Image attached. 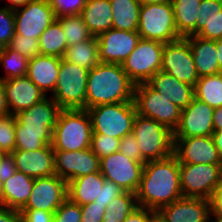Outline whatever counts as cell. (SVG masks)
<instances>
[{
    "instance_id": "603a6c76",
    "label": "cell",
    "mask_w": 222,
    "mask_h": 222,
    "mask_svg": "<svg viewBox=\"0 0 222 222\" xmlns=\"http://www.w3.org/2000/svg\"><path fill=\"white\" fill-rule=\"evenodd\" d=\"M61 58L56 56L38 55L29 59L27 77L44 93L53 94L55 89ZM49 92V93H48Z\"/></svg>"
},
{
    "instance_id": "7dc6e473",
    "label": "cell",
    "mask_w": 222,
    "mask_h": 222,
    "mask_svg": "<svg viewBox=\"0 0 222 222\" xmlns=\"http://www.w3.org/2000/svg\"><path fill=\"white\" fill-rule=\"evenodd\" d=\"M105 206L96 202L81 206V222H102Z\"/></svg>"
},
{
    "instance_id": "4dcf8cb0",
    "label": "cell",
    "mask_w": 222,
    "mask_h": 222,
    "mask_svg": "<svg viewBox=\"0 0 222 222\" xmlns=\"http://www.w3.org/2000/svg\"><path fill=\"white\" fill-rule=\"evenodd\" d=\"M63 59L90 71L100 63L97 38L90 37L88 40L68 46Z\"/></svg>"
},
{
    "instance_id": "ee69618b",
    "label": "cell",
    "mask_w": 222,
    "mask_h": 222,
    "mask_svg": "<svg viewBox=\"0 0 222 222\" xmlns=\"http://www.w3.org/2000/svg\"><path fill=\"white\" fill-rule=\"evenodd\" d=\"M139 143L135 136L131 133L120 139L119 152L124 153L130 159L145 164L146 162L142 159V153Z\"/></svg>"
},
{
    "instance_id": "bcb514c9",
    "label": "cell",
    "mask_w": 222,
    "mask_h": 222,
    "mask_svg": "<svg viewBox=\"0 0 222 222\" xmlns=\"http://www.w3.org/2000/svg\"><path fill=\"white\" fill-rule=\"evenodd\" d=\"M123 192L121 187L111 181L105 180L102 188H100L99 196L95 198L94 202L106 208L113 199Z\"/></svg>"
},
{
    "instance_id": "680465c9",
    "label": "cell",
    "mask_w": 222,
    "mask_h": 222,
    "mask_svg": "<svg viewBox=\"0 0 222 222\" xmlns=\"http://www.w3.org/2000/svg\"><path fill=\"white\" fill-rule=\"evenodd\" d=\"M217 57L219 62V67L222 70V38L216 40Z\"/></svg>"
},
{
    "instance_id": "d4e9b609",
    "label": "cell",
    "mask_w": 222,
    "mask_h": 222,
    "mask_svg": "<svg viewBox=\"0 0 222 222\" xmlns=\"http://www.w3.org/2000/svg\"><path fill=\"white\" fill-rule=\"evenodd\" d=\"M189 41L198 77L222 73L219 67L216 41L197 35L185 37Z\"/></svg>"
},
{
    "instance_id": "9a60e30c",
    "label": "cell",
    "mask_w": 222,
    "mask_h": 222,
    "mask_svg": "<svg viewBox=\"0 0 222 222\" xmlns=\"http://www.w3.org/2000/svg\"><path fill=\"white\" fill-rule=\"evenodd\" d=\"M68 198V183L54 174L49 177L34 178L30 197L22 209H39L54 213Z\"/></svg>"
},
{
    "instance_id": "7a4b0ae2",
    "label": "cell",
    "mask_w": 222,
    "mask_h": 222,
    "mask_svg": "<svg viewBox=\"0 0 222 222\" xmlns=\"http://www.w3.org/2000/svg\"><path fill=\"white\" fill-rule=\"evenodd\" d=\"M62 109L50 96L15 114V150H38L51 144L53 128Z\"/></svg>"
},
{
    "instance_id": "3957f363",
    "label": "cell",
    "mask_w": 222,
    "mask_h": 222,
    "mask_svg": "<svg viewBox=\"0 0 222 222\" xmlns=\"http://www.w3.org/2000/svg\"><path fill=\"white\" fill-rule=\"evenodd\" d=\"M135 84L121 64L99 63L88 73L86 110L103 104L131 102Z\"/></svg>"
},
{
    "instance_id": "f546056e",
    "label": "cell",
    "mask_w": 222,
    "mask_h": 222,
    "mask_svg": "<svg viewBox=\"0 0 222 222\" xmlns=\"http://www.w3.org/2000/svg\"><path fill=\"white\" fill-rule=\"evenodd\" d=\"M202 0H172L176 30L185 38L196 31L197 15Z\"/></svg>"
},
{
    "instance_id": "f907efd6",
    "label": "cell",
    "mask_w": 222,
    "mask_h": 222,
    "mask_svg": "<svg viewBox=\"0 0 222 222\" xmlns=\"http://www.w3.org/2000/svg\"><path fill=\"white\" fill-rule=\"evenodd\" d=\"M210 202V215L222 217V180L220 184L214 189Z\"/></svg>"
},
{
    "instance_id": "6125c7cd",
    "label": "cell",
    "mask_w": 222,
    "mask_h": 222,
    "mask_svg": "<svg viewBox=\"0 0 222 222\" xmlns=\"http://www.w3.org/2000/svg\"><path fill=\"white\" fill-rule=\"evenodd\" d=\"M214 218V219H213ZM210 222H222V217L211 216Z\"/></svg>"
},
{
    "instance_id": "7402d4cb",
    "label": "cell",
    "mask_w": 222,
    "mask_h": 222,
    "mask_svg": "<svg viewBox=\"0 0 222 222\" xmlns=\"http://www.w3.org/2000/svg\"><path fill=\"white\" fill-rule=\"evenodd\" d=\"M4 90L9 113L12 115L31 108L46 97L27 76L4 80Z\"/></svg>"
},
{
    "instance_id": "5b68a950",
    "label": "cell",
    "mask_w": 222,
    "mask_h": 222,
    "mask_svg": "<svg viewBox=\"0 0 222 222\" xmlns=\"http://www.w3.org/2000/svg\"><path fill=\"white\" fill-rule=\"evenodd\" d=\"M132 134L139 143L145 162L163 160L173 155V132L154 119L136 115Z\"/></svg>"
},
{
    "instance_id": "ffe728a7",
    "label": "cell",
    "mask_w": 222,
    "mask_h": 222,
    "mask_svg": "<svg viewBox=\"0 0 222 222\" xmlns=\"http://www.w3.org/2000/svg\"><path fill=\"white\" fill-rule=\"evenodd\" d=\"M164 222H210V202L203 198L182 197L157 211Z\"/></svg>"
},
{
    "instance_id": "f6af8a7d",
    "label": "cell",
    "mask_w": 222,
    "mask_h": 222,
    "mask_svg": "<svg viewBox=\"0 0 222 222\" xmlns=\"http://www.w3.org/2000/svg\"><path fill=\"white\" fill-rule=\"evenodd\" d=\"M197 36L208 40H219L222 38V11L215 17L207 20L205 28H203Z\"/></svg>"
},
{
    "instance_id": "1f68e13d",
    "label": "cell",
    "mask_w": 222,
    "mask_h": 222,
    "mask_svg": "<svg viewBox=\"0 0 222 222\" xmlns=\"http://www.w3.org/2000/svg\"><path fill=\"white\" fill-rule=\"evenodd\" d=\"M38 41L40 55L63 58L67 42L61 24L57 20L45 29Z\"/></svg>"
},
{
    "instance_id": "91938a15",
    "label": "cell",
    "mask_w": 222,
    "mask_h": 222,
    "mask_svg": "<svg viewBox=\"0 0 222 222\" xmlns=\"http://www.w3.org/2000/svg\"><path fill=\"white\" fill-rule=\"evenodd\" d=\"M141 5L156 4V3H171L172 0H139Z\"/></svg>"
},
{
    "instance_id": "44dd1931",
    "label": "cell",
    "mask_w": 222,
    "mask_h": 222,
    "mask_svg": "<svg viewBox=\"0 0 222 222\" xmlns=\"http://www.w3.org/2000/svg\"><path fill=\"white\" fill-rule=\"evenodd\" d=\"M16 171L32 178L49 177L55 173L54 150L51 144L38 150H14Z\"/></svg>"
},
{
    "instance_id": "60d3db41",
    "label": "cell",
    "mask_w": 222,
    "mask_h": 222,
    "mask_svg": "<svg viewBox=\"0 0 222 222\" xmlns=\"http://www.w3.org/2000/svg\"><path fill=\"white\" fill-rule=\"evenodd\" d=\"M222 11V0H202L197 15L196 31L192 35H197L206 26L207 20L215 17Z\"/></svg>"
},
{
    "instance_id": "b9f144b4",
    "label": "cell",
    "mask_w": 222,
    "mask_h": 222,
    "mask_svg": "<svg viewBox=\"0 0 222 222\" xmlns=\"http://www.w3.org/2000/svg\"><path fill=\"white\" fill-rule=\"evenodd\" d=\"M15 35L14 10L7 7L0 8V44L7 46Z\"/></svg>"
},
{
    "instance_id": "8fae6325",
    "label": "cell",
    "mask_w": 222,
    "mask_h": 222,
    "mask_svg": "<svg viewBox=\"0 0 222 222\" xmlns=\"http://www.w3.org/2000/svg\"><path fill=\"white\" fill-rule=\"evenodd\" d=\"M179 173L183 197L209 200L222 180V164L179 163Z\"/></svg>"
},
{
    "instance_id": "e575fe53",
    "label": "cell",
    "mask_w": 222,
    "mask_h": 222,
    "mask_svg": "<svg viewBox=\"0 0 222 222\" xmlns=\"http://www.w3.org/2000/svg\"><path fill=\"white\" fill-rule=\"evenodd\" d=\"M28 62L25 56L17 53L15 50L4 46L0 52V65L5 69V76L1 77L3 80L23 77L27 75Z\"/></svg>"
},
{
    "instance_id": "4fadbf2b",
    "label": "cell",
    "mask_w": 222,
    "mask_h": 222,
    "mask_svg": "<svg viewBox=\"0 0 222 222\" xmlns=\"http://www.w3.org/2000/svg\"><path fill=\"white\" fill-rule=\"evenodd\" d=\"M143 168L144 164L130 159L119 151L100 159V172L103 177L126 192H137Z\"/></svg>"
},
{
    "instance_id": "6da1fadb",
    "label": "cell",
    "mask_w": 222,
    "mask_h": 222,
    "mask_svg": "<svg viewBox=\"0 0 222 222\" xmlns=\"http://www.w3.org/2000/svg\"><path fill=\"white\" fill-rule=\"evenodd\" d=\"M182 197L179 162L174 155L144 164L142 178L136 192L139 207L157 212Z\"/></svg>"
},
{
    "instance_id": "ab89813d",
    "label": "cell",
    "mask_w": 222,
    "mask_h": 222,
    "mask_svg": "<svg viewBox=\"0 0 222 222\" xmlns=\"http://www.w3.org/2000/svg\"><path fill=\"white\" fill-rule=\"evenodd\" d=\"M56 18L80 15L87 0H48Z\"/></svg>"
},
{
    "instance_id": "52a82bcc",
    "label": "cell",
    "mask_w": 222,
    "mask_h": 222,
    "mask_svg": "<svg viewBox=\"0 0 222 222\" xmlns=\"http://www.w3.org/2000/svg\"><path fill=\"white\" fill-rule=\"evenodd\" d=\"M89 70L61 58L54 101L62 110L86 109V89Z\"/></svg>"
},
{
    "instance_id": "74e56055",
    "label": "cell",
    "mask_w": 222,
    "mask_h": 222,
    "mask_svg": "<svg viewBox=\"0 0 222 222\" xmlns=\"http://www.w3.org/2000/svg\"><path fill=\"white\" fill-rule=\"evenodd\" d=\"M120 139L109 135L92 133L90 149L99 159L119 151Z\"/></svg>"
},
{
    "instance_id": "836d02e7",
    "label": "cell",
    "mask_w": 222,
    "mask_h": 222,
    "mask_svg": "<svg viewBox=\"0 0 222 222\" xmlns=\"http://www.w3.org/2000/svg\"><path fill=\"white\" fill-rule=\"evenodd\" d=\"M136 207V193L124 191L105 208L102 222H123Z\"/></svg>"
},
{
    "instance_id": "83f0119b",
    "label": "cell",
    "mask_w": 222,
    "mask_h": 222,
    "mask_svg": "<svg viewBox=\"0 0 222 222\" xmlns=\"http://www.w3.org/2000/svg\"><path fill=\"white\" fill-rule=\"evenodd\" d=\"M105 180L100 171L75 178L68 182V198L80 206L94 202Z\"/></svg>"
},
{
    "instance_id": "e7e4bbea",
    "label": "cell",
    "mask_w": 222,
    "mask_h": 222,
    "mask_svg": "<svg viewBox=\"0 0 222 222\" xmlns=\"http://www.w3.org/2000/svg\"><path fill=\"white\" fill-rule=\"evenodd\" d=\"M6 154L4 153V152H1L0 151V164H1V161H2V159H3V157L5 156Z\"/></svg>"
},
{
    "instance_id": "5bb4252c",
    "label": "cell",
    "mask_w": 222,
    "mask_h": 222,
    "mask_svg": "<svg viewBox=\"0 0 222 222\" xmlns=\"http://www.w3.org/2000/svg\"><path fill=\"white\" fill-rule=\"evenodd\" d=\"M15 34L39 39L57 18L48 0H34L14 10Z\"/></svg>"
},
{
    "instance_id": "f35d334b",
    "label": "cell",
    "mask_w": 222,
    "mask_h": 222,
    "mask_svg": "<svg viewBox=\"0 0 222 222\" xmlns=\"http://www.w3.org/2000/svg\"><path fill=\"white\" fill-rule=\"evenodd\" d=\"M7 46L17 53H21L27 59H32L40 55L39 41L37 38L15 34Z\"/></svg>"
},
{
    "instance_id": "be15d7a7",
    "label": "cell",
    "mask_w": 222,
    "mask_h": 222,
    "mask_svg": "<svg viewBox=\"0 0 222 222\" xmlns=\"http://www.w3.org/2000/svg\"><path fill=\"white\" fill-rule=\"evenodd\" d=\"M151 222H164V221L162 220V218H161L158 214H156V215L152 218Z\"/></svg>"
},
{
    "instance_id": "9c48e42d",
    "label": "cell",
    "mask_w": 222,
    "mask_h": 222,
    "mask_svg": "<svg viewBox=\"0 0 222 222\" xmlns=\"http://www.w3.org/2000/svg\"><path fill=\"white\" fill-rule=\"evenodd\" d=\"M133 101L138 115L154 119L172 132L178 127L181 109L148 83L135 85Z\"/></svg>"
},
{
    "instance_id": "30bf717a",
    "label": "cell",
    "mask_w": 222,
    "mask_h": 222,
    "mask_svg": "<svg viewBox=\"0 0 222 222\" xmlns=\"http://www.w3.org/2000/svg\"><path fill=\"white\" fill-rule=\"evenodd\" d=\"M164 45L160 41L140 38L136 48L121 64L135 85L147 83L153 75L161 71Z\"/></svg>"
},
{
    "instance_id": "d6986e66",
    "label": "cell",
    "mask_w": 222,
    "mask_h": 222,
    "mask_svg": "<svg viewBox=\"0 0 222 222\" xmlns=\"http://www.w3.org/2000/svg\"><path fill=\"white\" fill-rule=\"evenodd\" d=\"M96 38L100 62L122 64L136 48L140 35L134 31L111 28Z\"/></svg>"
},
{
    "instance_id": "ba28073f",
    "label": "cell",
    "mask_w": 222,
    "mask_h": 222,
    "mask_svg": "<svg viewBox=\"0 0 222 222\" xmlns=\"http://www.w3.org/2000/svg\"><path fill=\"white\" fill-rule=\"evenodd\" d=\"M137 33L141 39L162 43L182 38L176 30L172 3L141 5Z\"/></svg>"
},
{
    "instance_id": "d6a6232c",
    "label": "cell",
    "mask_w": 222,
    "mask_h": 222,
    "mask_svg": "<svg viewBox=\"0 0 222 222\" xmlns=\"http://www.w3.org/2000/svg\"><path fill=\"white\" fill-rule=\"evenodd\" d=\"M195 98L205 102L210 107L222 106V73L203 76L194 87Z\"/></svg>"
},
{
    "instance_id": "8992f818",
    "label": "cell",
    "mask_w": 222,
    "mask_h": 222,
    "mask_svg": "<svg viewBox=\"0 0 222 222\" xmlns=\"http://www.w3.org/2000/svg\"><path fill=\"white\" fill-rule=\"evenodd\" d=\"M87 111L91 117L92 133L117 139L132 133L137 115L134 101L98 105L88 108Z\"/></svg>"
},
{
    "instance_id": "277c9868",
    "label": "cell",
    "mask_w": 222,
    "mask_h": 222,
    "mask_svg": "<svg viewBox=\"0 0 222 222\" xmlns=\"http://www.w3.org/2000/svg\"><path fill=\"white\" fill-rule=\"evenodd\" d=\"M92 123L86 109L61 110L52 132V148L78 151L90 148Z\"/></svg>"
},
{
    "instance_id": "d590c367",
    "label": "cell",
    "mask_w": 222,
    "mask_h": 222,
    "mask_svg": "<svg viewBox=\"0 0 222 222\" xmlns=\"http://www.w3.org/2000/svg\"><path fill=\"white\" fill-rule=\"evenodd\" d=\"M56 20L61 24L67 47L94 37L80 15L61 17Z\"/></svg>"
},
{
    "instance_id": "e0dca14e",
    "label": "cell",
    "mask_w": 222,
    "mask_h": 222,
    "mask_svg": "<svg viewBox=\"0 0 222 222\" xmlns=\"http://www.w3.org/2000/svg\"><path fill=\"white\" fill-rule=\"evenodd\" d=\"M213 111V107L194 97L191 103L181 110L180 122L173 132V138L212 136Z\"/></svg>"
},
{
    "instance_id": "94428289",
    "label": "cell",
    "mask_w": 222,
    "mask_h": 222,
    "mask_svg": "<svg viewBox=\"0 0 222 222\" xmlns=\"http://www.w3.org/2000/svg\"><path fill=\"white\" fill-rule=\"evenodd\" d=\"M0 206H4L3 182L0 180Z\"/></svg>"
},
{
    "instance_id": "03108f58",
    "label": "cell",
    "mask_w": 222,
    "mask_h": 222,
    "mask_svg": "<svg viewBox=\"0 0 222 222\" xmlns=\"http://www.w3.org/2000/svg\"><path fill=\"white\" fill-rule=\"evenodd\" d=\"M3 50V46L0 44V52Z\"/></svg>"
},
{
    "instance_id": "8d00e7d4",
    "label": "cell",
    "mask_w": 222,
    "mask_h": 222,
    "mask_svg": "<svg viewBox=\"0 0 222 222\" xmlns=\"http://www.w3.org/2000/svg\"><path fill=\"white\" fill-rule=\"evenodd\" d=\"M16 119L12 114L0 117V151L11 154L15 150Z\"/></svg>"
},
{
    "instance_id": "4316f807",
    "label": "cell",
    "mask_w": 222,
    "mask_h": 222,
    "mask_svg": "<svg viewBox=\"0 0 222 222\" xmlns=\"http://www.w3.org/2000/svg\"><path fill=\"white\" fill-rule=\"evenodd\" d=\"M34 178L16 171L3 182L4 206L21 210L29 200Z\"/></svg>"
},
{
    "instance_id": "db71d44e",
    "label": "cell",
    "mask_w": 222,
    "mask_h": 222,
    "mask_svg": "<svg viewBox=\"0 0 222 222\" xmlns=\"http://www.w3.org/2000/svg\"><path fill=\"white\" fill-rule=\"evenodd\" d=\"M0 76V117L9 114V109L6 102L4 80Z\"/></svg>"
},
{
    "instance_id": "2e32d148",
    "label": "cell",
    "mask_w": 222,
    "mask_h": 222,
    "mask_svg": "<svg viewBox=\"0 0 222 222\" xmlns=\"http://www.w3.org/2000/svg\"><path fill=\"white\" fill-rule=\"evenodd\" d=\"M55 173L67 183L100 171V159L90 148L78 151L54 150Z\"/></svg>"
},
{
    "instance_id": "9f6ffc18",
    "label": "cell",
    "mask_w": 222,
    "mask_h": 222,
    "mask_svg": "<svg viewBox=\"0 0 222 222\" xmlns=\"http://www.w3.org/2000/svg\"><path fill=\"white\" fill-rule=\"evenodd\" d=\"M218 154L222 160V131H214L212 134Z\"/></svg>"
},
{
    "instance_id": "681fc988",
    "label": "cell",
    "mask_w": 222,
    "mask_h": 222,
    "mask_svg": "<svg viewBox=\"0 0 222 222\" xmlns=\"http://www.w3.org/2000/svg\"><path fill=\"white\" fill-rule=\"evenodd\" d=\"M156 211L144 207H136L123 222H151Z\"/></svg>"
},
{
    "instance_id": "ac0fdd59",
    "label": "cell",
    "mask_w": 222,
    "mask_h": 222,
    "mask_svg": "<svg viewBox=\"0 0 222 222\" xmlns=\"http://www.w3.org/2000/svg\"><path fill=\"white\" fill-rule=\"evenodd\" d=\"M173 155L179 163L222 164L212 136L173 138Z\"/></svg>"
},
{
    "instance_id": "816d5d0a",
    "label": "cell",
    "mask_w": 222,
    "mask_h": 222,
    "mask_svg": "<svg viewBox=\"0 0 222 222\" xmlns=\"http://www.w3.org/2000/svg\"><path fill=\"white\" fill-rule=\"evenodd\" d=\"M16 172L15 161L12 154H6L0 164V180L4 182Z\"/></svg>"
},
{
    "instance_id": "cb8c5ba5",
    "label": "cell",
    "mask_w": 222,
    "mask_h": 222,
    "mask_svg": "<svg viewBox=\"0 0 222 222\" xmlns=\"http://www.w3.org/2000/svg\"><path fill=\"white\" fill-rule=\"evenodd\" d=\"M147 83L181 110L195 97L194 86L181 82L163 71H158Z\"/></svg>"
},
{
    "instance_id": "f5cc1de1",
    "label": "cell",
    "mask_w": 222,
    "mask_h": 222,
    "mask_svg": "<svg viewBox=\"0 0 222 222\" xmlns=\"http://www.w3.org/2000/svg\"><path fill=\"white\" fill-rule=\"evenodd\" d=\"M0 222H21L19 210L0 206Z\"/></svg>"
},
{
    "instance_id": "6f0895ef",
    "label": "cell",
    "mask_w": 222,
    "mask_h": 222,
    "mask_svg": "<svg viewBox=\"0 0 222 222\" xmlns=\"http://www.w3.org/2000/svg\"><path fill=\"white\" fill-rule=\"evenodd\" d=\"M31 1H34V0H7L9 4L6 5L5 7L11 10H16L18 8L25 6L28 2H31Z\"/></svg>"
},
{
    "instance_id": "484cf974",
    "label": "cell",
    "mask_w": 222,
    "mask_h": 222,
    "mask_svg": "<svg viewBox=\"0 0 222 222\" xmlns=\"http://www.w3.org/2000/svg\"><path fill=\"white\" fill-rule=\"evenodd\" d=\"M80 16L94 37L112 28L113 15L109 0H87Z\"/></svg>"
},
{
    "instance_id": "7bdbcfd3",
    "label": "cell",
    "mask_w": 222,
    "mask_h": 222,
    "mask_svg": "<svg viewBox=\"0 0 222 222\" xmlns=\"http://www.w3.org/2000/svg\"><path fill=\"white\" fill-rule=\"evenodd\" d=\"M54 222H81V206L67 198L54 212Z\"/></svg>"
},
{
    "instance_id": "11a10c76",
    "label": "cell",
    "mask_w": 222,
    "mask_h": 222,
    "mask_svg": "<svg viewBox=\"0 0 222 222\" xmlns=\"http://www.w3.org/2000/svg\"><path fill=\"white\" fill-rule=\"evenodd\" d=\"M212 118L214 131H222V106L214 108Z\"/></svg>"
},
{
    "instance_id": "7c38bea8",
    "label": "cell",
    "mask_w": 222,
    "mask_h": 222,
    "mask_svg": "<svg viewBox=\"0 0 222 222\" xmlns=\"http://www.w3.org/2000/svg\"><path fill=\"white\" fill-rule=\"evenodd\" d=\"M161 71L195 87L199 77L191 47L186 38L182 37L176 41L165 43Z\"/></svg>"
},
{
    "instance_id": "c3c4849f",
    "label": "cell",
    "mask_w": 222,
    "mask_h": 222,
    "mask_svg": "<svg viewBox=\"0 0 222 222\" xmlns=\"http://www.w3.org/2000/svg\"><path fill=\"white\" fill-rule=\"evenodd\" d=\"M21 222H54L52 212L39 209H21Z\"/></svg>"
},
{
    "instance_id": "f1b7e54d",
    "label": "cell",
    "mask_w": 222,
    "mask_h": 222,
    "mask_svg": "<svg viewBox=\"0 0 222 222\" xmlns=\"http://www.w3.org/2000/svg\"><path fill=\"white\" fill-rule=\"evenodd\" d=\"M112 7V28L117 30H138L141 4L139 0H109Z\"/></svg>"
}]
</instances>
